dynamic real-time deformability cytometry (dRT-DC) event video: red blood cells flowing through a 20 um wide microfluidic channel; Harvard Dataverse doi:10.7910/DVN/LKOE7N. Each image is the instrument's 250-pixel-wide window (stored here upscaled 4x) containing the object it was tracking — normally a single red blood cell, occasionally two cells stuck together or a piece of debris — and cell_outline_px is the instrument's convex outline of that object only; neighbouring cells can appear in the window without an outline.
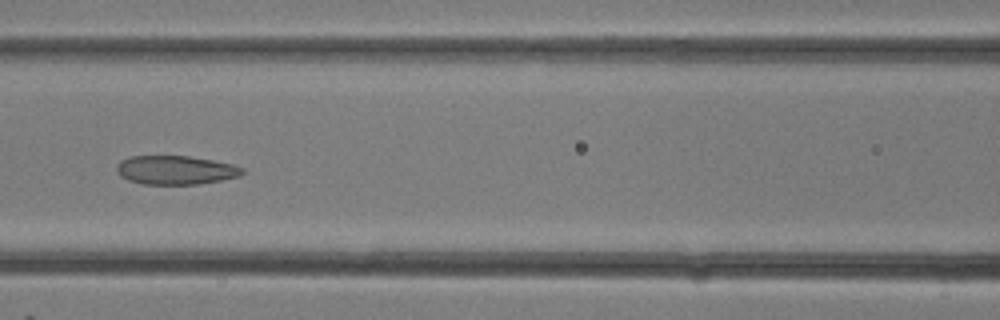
{"species": "common noctule bat (a hibernating species)", "species_latin": "Nyctalus noctula", "temperature_condition": "room temperature", "stored_images_in_passage": 33, "camera_frame_rate_fps": 3000, "um_per_image_px": 0.085, "animal": {"sex": "female"}, "frame": {"image": 1, "passage_image": 15, "time_ms": 4.667, "image_size_px": [1000, 320], "cell_outline_px": [[244, 172], [240, 176], [200, 184], [144, 184], [128, 180], [120, 176], [116, 168], [116, 164], [120, 160], [128, 156], [188, 156], [212, 160], [232, 164], [244, 168]], "centroid_in_image_um": [14.9, 14.45], "position_along_channel_um": 151.7, "area_um2": 21.15}}
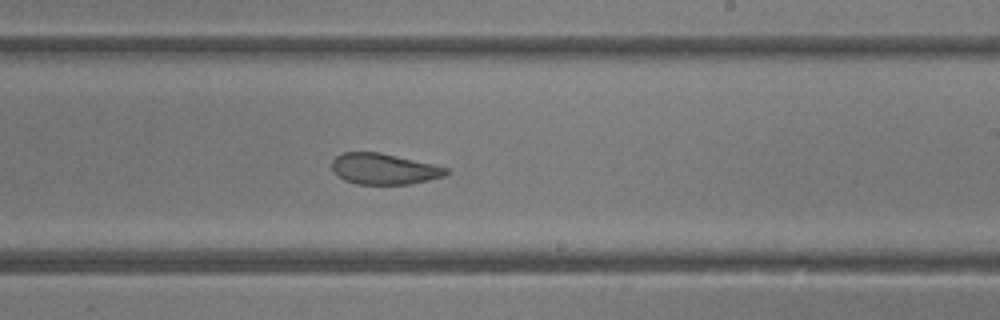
{"frame": {"image": 2, "passage_image": 20, "time_ms": 6.333, "image_size_px": [1000, 320], "cell_outline_px": [[448, 172], [444, 176], [412, 184], [356, 184], [344, 180], [332, 168], [332, 160], [340, 152], [380, 152], [432, 164], [448, 168]], "centroid_in_image_um": [32.62, 14.35], "position_along_channel_um": 256.4, "area_um2": 20.46}}
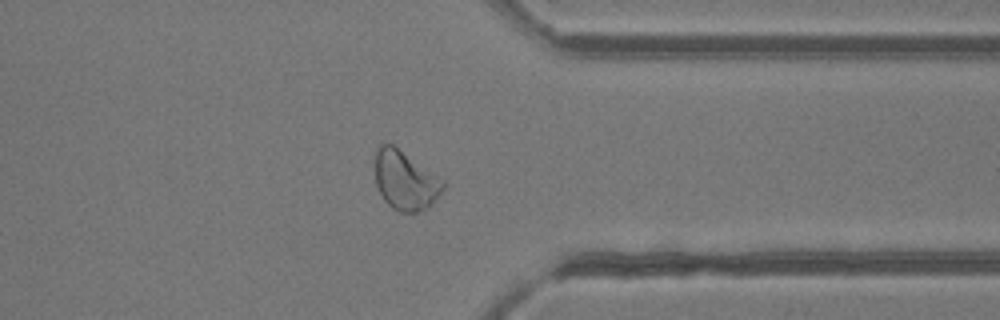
{"frame": {"image": 3, "passage_image": 26, "time_ms": 8.333, "image_size_px": [1000, 320], "cell_outline_px": [[448, 184], [428, 208], [416, 212], [400, 212], [392, 208], [384, 200], [376, 184], [376, 148], [380, 144], [392, 144], [444, 180]], "centroid_in_image_um": [34.47, 15.35], "position_along_channel_um": 376.9, "area_um2": 23.24}}